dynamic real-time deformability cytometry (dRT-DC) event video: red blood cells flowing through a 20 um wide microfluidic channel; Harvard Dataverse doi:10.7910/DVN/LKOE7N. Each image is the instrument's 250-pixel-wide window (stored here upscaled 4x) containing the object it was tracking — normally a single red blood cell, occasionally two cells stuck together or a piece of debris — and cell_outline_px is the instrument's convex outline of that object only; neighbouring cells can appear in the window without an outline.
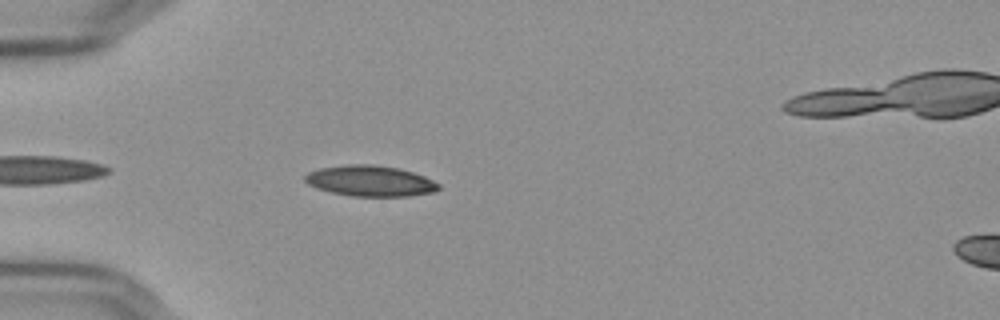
{"species": "Egyptian fruit bat (a non-hibernating species)", "species_latin": "Rousettus aegyptiacus", "temperature_condition": "cold", "stored_images_in_passage": 42, "camera_frame_rate_fps": 3000, "um_per_image_px": 0.085, "frame": {"image": 1, "passage_image": 4, "time_ms": 1.0, "image_size_px": [1000, 320], "cell_outline_px": [[440, 188], [436, 192], [408, 196], [352, 196], [332, 192], [316, 188], [308, 184], [304, 180], [304, 176], [308, 172], [320, 168], [348, 164], [372, 164], [400, 168], [424, 176], [440, 184]], "centroid_in_image_um": [31.48, 15.37], "position_along_channel_um": 53.5, "area_um2": 24.04}}
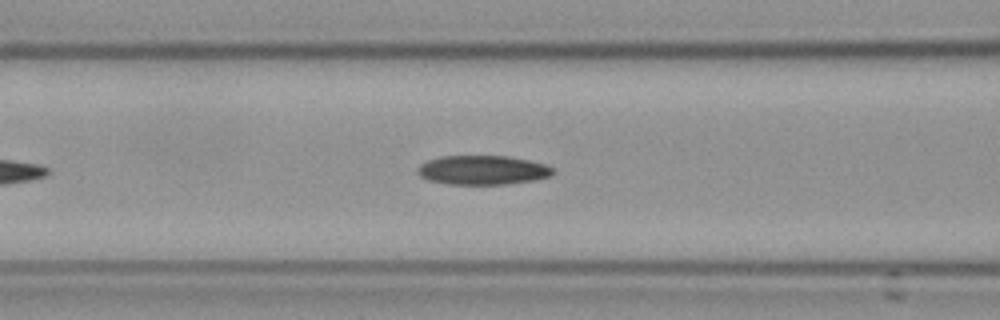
{"frame": {"image": 2, "passage_image": 11, "time_ms": 3.333, "image_size_px": [1000, 320], "cell_outline_px": [[552, 176], [532, 180], [504, 184], [448, 184], [428, 180], [420, 176], [416, 172], [416, 168], [420, 164], [428, 160], [440, 156], [508, 156], [528, 160], [544, 164], [552, 168]], "centroid_in_image_um": [40.96, 14.45], "position_along_channel_um": 125.6, "area_um2": 22.95}}
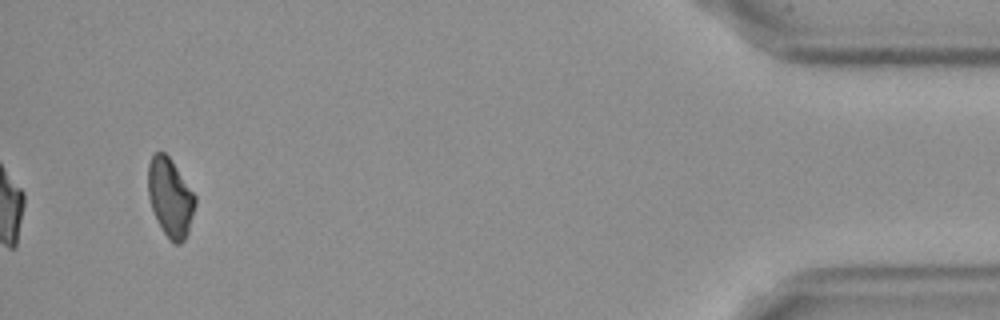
{"frame": {"image": 3, "passage_image": 41, "time_ms": 13.333, "image_size_px": [1000, 320], "cell_outline_px": [[196, 204], [188, 232], [184, 240], [180, 244], [176, 244], [164, 232], [156, 220], [148, 196], [148, 164], [152, 156], [156, 152], [164, 152], [168, 156], [196, 196]], "centroid_in_image_um": [14.47, 16.79], "position_along_channel_um": 420.7, "area_um2": 21.27}, "authors_computed_cell_mechanics": {"area_um2": 22.9466, "velocity_mm_per_s": 3.6393, "shape_relaxation_time_tau1_ms": null, "shape_relaxation_time_tau2_ms": 8.1288, "deformation_change_tau1": null, "deformation_change_tau2": 0.1479}}